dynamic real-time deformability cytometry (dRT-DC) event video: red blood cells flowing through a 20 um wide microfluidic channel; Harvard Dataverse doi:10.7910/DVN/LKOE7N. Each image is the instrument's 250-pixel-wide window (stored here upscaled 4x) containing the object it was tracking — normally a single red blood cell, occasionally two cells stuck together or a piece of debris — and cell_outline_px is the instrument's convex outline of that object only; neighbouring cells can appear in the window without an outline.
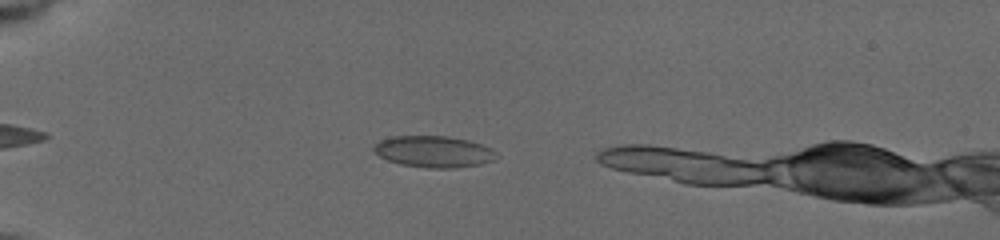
{"species": "common noctule bat (a hibernating species)", "species_latin": "Nyctalus noctula", "temperature_condition": "cold", "stored_images_in_passage": 24, "camera_frame_rate_fps": 3000, "um_per_image_px": 0.085, "animal": {"sex": "female", "body_mass_g": 19.5, "forearm_length_mm": 54.1}, "frame": {"image": 1, "passage_image": 6, "time_ms": 2.667, "image_size_px": [1000, 240], "cell_outline_px": [[500, 156], [492, 160], [480, 164], [452, 168], [428, 168], [400, 164], [388, 160], [372, 152], [372, 148], [380, 140], [392, 136], [448, 136], [468, 140], [492, 148]], "centroid_in_image_um": [36.86, 12.88], "position_along_channel_um": 48.1, "area_um2": 22.54}}
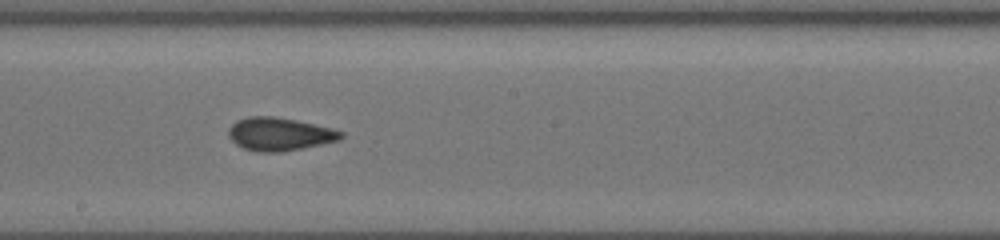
{"frame": {"image": 2, "passage_image": 16, "time_ms": 8.0, "image_size_px": [1000, 240], "cell_outline_px": [[344, 136], [340, 140], [280, 152], [256, 152], [244, 148], [236, 144], [228, 136], [228, 128], [236, 120], [248, 116], [272, 116], [296, 120], [344, 132]], "centroid_in_image_um": [23.71, 11.39], "position_along_channel_um": 224.5, "area_um2": 21.5}}
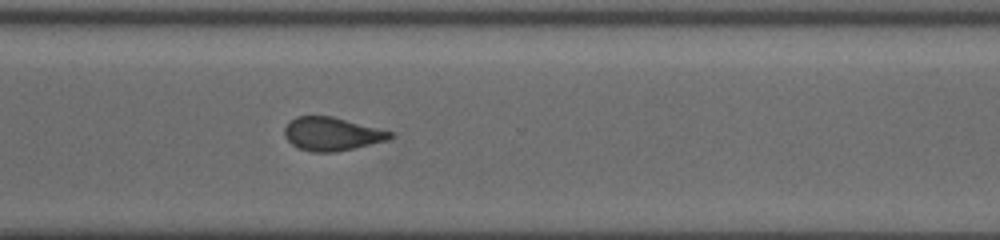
{"frame": {"image": 3, "passage_image": 24, "time_ms": 11.0, "image_size_px": [1000, 240], "cell_outline_px": [[392, 136], [388, 140], [336, 152], [312, 152], [300, 148], [292, 144], [284, 136], [284, 128], [296, 116], [332, 116], [392, 132]], "centroid_in_image_um": [28.18, 11.39], "position_along_channel_um": 342.4, "area_um2": 20.23}}